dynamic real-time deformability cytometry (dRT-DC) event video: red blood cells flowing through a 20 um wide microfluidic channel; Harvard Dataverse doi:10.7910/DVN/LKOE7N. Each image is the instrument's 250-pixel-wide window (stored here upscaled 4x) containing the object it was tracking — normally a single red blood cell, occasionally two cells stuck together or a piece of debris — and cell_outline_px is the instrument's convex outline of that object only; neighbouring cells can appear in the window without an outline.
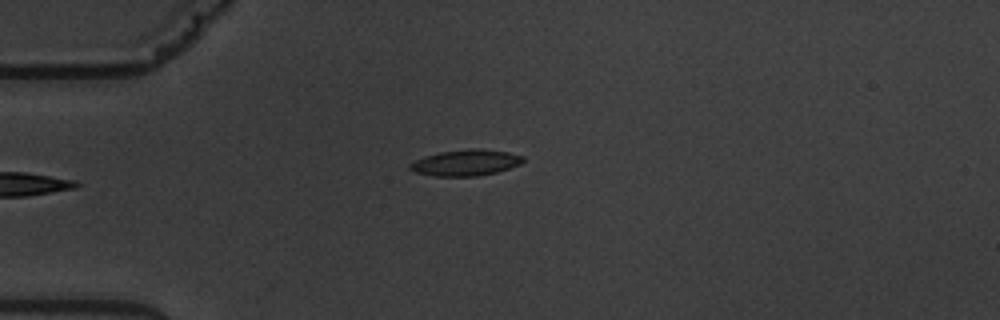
{"species": "common noctule bat (a hibernating species)", "species_latin": "Nyctalus noctula", "temperature_condition": "warm", "stored_images_in_passage": 4, "camera_frame_rate_fps": 3000, "um_per_image_px": 0.085, "animal": {"sex": "male", "body_mass_g": 19.5, "forearm_length_mm": 54.6}, "frame": {"image": 1, "passage_image": 4, "time_ms": 3.333, "image_size_px": [1000, 320], "cell_outline_px": [[524, 160], [520, 164], [496, 172], [476, 176], [436, 176], [416, 172], [408, 168], [408, 164], [424, 156], [440, 152], [468, 148], [476, 148], [508, 152], [524, 156]], "centroid_in_image_um": [39.57, 13.82], "position_along_channel_um": 45.4, "area_um2": 17.11}}